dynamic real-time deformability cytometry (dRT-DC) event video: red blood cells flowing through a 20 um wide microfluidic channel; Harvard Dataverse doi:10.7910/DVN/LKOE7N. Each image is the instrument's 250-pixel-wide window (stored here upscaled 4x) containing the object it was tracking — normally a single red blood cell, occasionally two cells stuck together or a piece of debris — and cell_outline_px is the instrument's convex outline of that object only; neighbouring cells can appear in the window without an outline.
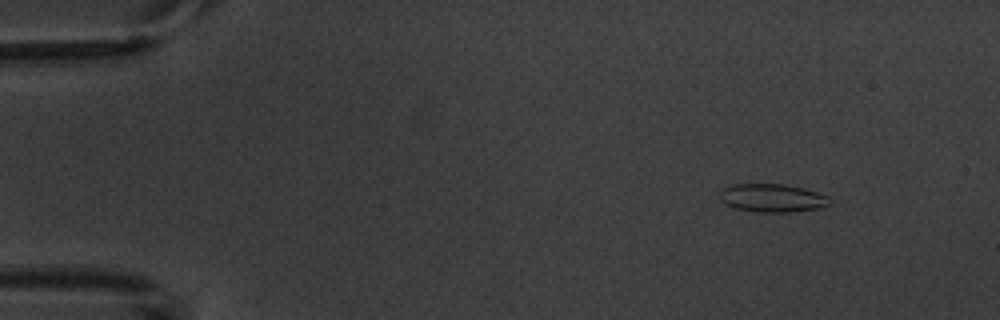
{"species": "common noctule bat (a hibernating species)", "species_latin": "Nyctalus noctula", "temperature_condition": "warm", "stored_images_in_passage": 5, "camera_frame_rate_fps": 3000, "um_per_image_px": 0.085, "animal": {"sex": "male", "body_mass_g": 20.1, "forearm_length_mm": 53.5}, "frame": {"image": 1, "passage_image": 2, "time_ms": 1.333, "image_size_px": [1000, 320], "cell_outline_px": [[832, 204], [816, 208], [792, 212], [760, 212], [736, 208], [724, 204], [720, 200], [720, 192], [724, 188], [732, 184], [784, 184], [804, 188], [828, 196], [832, 200]], "centroid_in_image_um": [65.65, 16.82], "position_along_channel_um": 19.3, "area_um2": 18.09}}
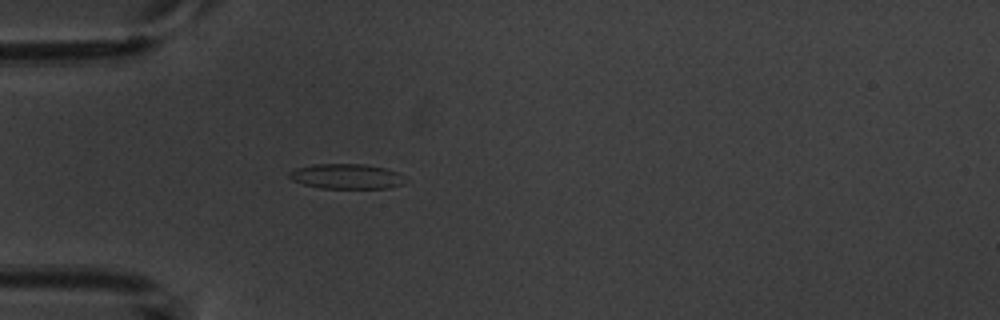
{"frame": {"image": 2, "passage_image": 5, "time_ms": 4.667, "image_size_px": [1000, 320], "cell_outline_px": [[408, 180], [404, 184], [388, 188], [320, 188], [304, 184], [292, 180], [288, 176], [288, 172], [296, 168], [312, 164], [364, 164], [384, 168], [396, 172]], "centroid_in_image_um": [29.45, 14.99], "position_along_channel_um": 55.6, "area_um2": 16.94}}